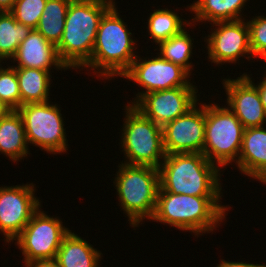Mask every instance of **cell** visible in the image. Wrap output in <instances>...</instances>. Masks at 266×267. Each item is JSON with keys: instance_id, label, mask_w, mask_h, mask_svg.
Masks as SVG:
<instances>
[{"instance_id": "obj_20", "label": "cell", "mask_w": 266, "mask_h": 267, "mask_svg": "<svg viewBox=\"0 0 266 267\" xmlns=\"http://www.w3.org/2000/svg\"><path fill=\"white\" fill-rule=\"evenodd\" d=\"M249 0H196L190 6L187 5L195 15L191 22H219L234 21L242 19V10ZM243 8V9H242Z\"/></svg>"}, {"instance_id": "obj_24", "label": "cell", "mask_w": 266, "mask_h": 267, "mask_svg": "<svg viewBox=\"0 0 266 267\" xmlns=\"http://www.w3.org/2000/svg\"><path fill=\"white\" fill-rule=\"evenodd\" d=\"M178 15L168 8L156 9L150 14L147 30L149 38L152 37L156 45L179 34L187 25H192L190 21L182 20Z\"/></svg>"}, {"instance_id": "obj_5", "label": "cell", "mask_w": 266, "mask_h": 267, "mask_svg": "<svg viewBox=\"0 0 266 267\" xmlns=\"http://www.w3.org/2000/svg\"><path fill=\"white\" fill-rule=\"evenodd\" d=\"M114 185L121 210L128 216L131 227H138L145 218L151 220L160 188L159 171L155 167L128 165L118 166Z\"/></svg>"}, {"instance_id": "obj_30", "label": "cell", "mask_w": 266, "mask_h": 267, "mask_svg": "<svg viewBox=\"0 0 266 267\" xmlns=\"http://www.w3.org/2000/svg\"><path fill=\"white\" fill-rule=\"evenodd\" d=\"M25 267H61L55 258L38 259L24 265Z\"/></svg>"}, {"instance_id": "obj_7", "label": "cell", "mask_w": 266, "mask_h": 267, "mask_svg": "<svg viewBox=\"0 0 266 267\" xmlns=\"http://www.w3.org/2000/svg\"><path fill=\"white\" fill-rule=\"evenodd\" d=\"M244 127L236 115L219 104L205 103V142L202 153L220 169L238 161Z\"/></svg>"}, {"instance_id": "obj_13", "label": "cell", "mask_w": 266, "mask_h": 267, "mask_svg": "<svg viewBox=\"0 0 266 267\" xmlns=\"http://www.w3.org/2000/svg\"><path fill=\"white\" fill-rule=\"evenodd\" d=\"M196 87H175L142 95L133 106L160 127L186 114L198 100Z\"/></svg>"}, {"instance_id": "obj_14", "label": "cell", "mask_w": 266, "mask_h": 267, "mask_svg": "<svg viewBox=\"0 0 266 267\" xmlns=\"http://www.w3.org/2000/svg\"><path fill=\"white\" fill-rule=\"evenodd\" d=\"M162 130L166 154L202 153L205 142V104L198 102L186 114L167 123Z\"/></svg>"}, {"instance_id": "obj_28", "label": "cell", "mask_w": 266, "mask_h": 267, "mask_svg": "<svg viewBox=\"0 0 266 267\" xmlns=\"http://www.w3.org/2000/svg\"><path fill=\"white\" fill-rule=\"evenodd\" d=\"M249 27L250 48L253 59H266V16H255L247 21Z\"/></svg>"}, {"instance_id": "obj_17", "label": "cell", "mask_w": 266, "mask_h": 267, "mask_svg": "<svg viewBox=\"0 0 266 267\" xmlns=\"http://www.w3.org/2000/svg\"><path fill=\"white\" fill-rule=\"evenodd\" d=\"M237 168L250 178L266 184V128L244 129Z\"/></svg>"}, {"instance_id": "obj_29", "label": "cell", "mask_w": 266, "mask_h": 267, "mask_svg": "<svg viewBox=\"0 0 266 267\" xmlns=\"http://www.w3.org/2000/svg\"><path fill=\"white\" fill-rule=\"evenodd\" d=\"M243 74L257 87L260 98H261V102H262V105H263V108L266 114V74H264L265 76H263V80L260 81V83L257 85L254 83V80L252 81V78L250 77L249 74L247 73L246 74L243 73Z\"/></svg>"}, {"instance_id": "obj_23", "label": "cell", "mask_w": 266, "mask_h": 267, "mask_svg": "<svg viewBox=\"0 0 266 267\" xmlns=\"http://www.w3.org/2000/svg\"><path fill=\"white\" fill-rule=\"evenodd\" d=\"M33 29L16 21L9 11L0 12V62L11 60Z\"/></svg>"}, {"instance_id": "obj_18", "label": "cell", "mask_w": 266, "mask_h": 267, "mask_svg": "<svg viewBox=\"0 0 266 267\" xmlns=\"http://www.w3.org/2000/svg\"><path fill=\"white\" fill-rule=\"evenodd\" d=\"M101 255L88 241L70 231L62 240L55 259L61 267H100Z\"/></svg>"}, {"instance_id": "obj_4", "label": "cell", "mask_w": 266, "mask_h": 267, "mask_svg": "<svg viewBox=\"0 0 266 267\" xmlns=\"http://www.w3.org/2000/svg\"><path fill=\"white\" fill-rule=\"evenodd\" d=\"M132 35L115 3L101 18L91 59L80 69H93L96 76L106 80L122 76L138 56Z\"/></svg>"}, {"instance_id": "obj_27", "label": "cell", "mask_w": 266, "mask_h": 267, "mask_svg": "<svg viewBox=\"0 0 266 267\" xmlns=\"http://www.w3.org/2000/svg\"><path fill=\"white\" fill-rule=\"evenodd\" d=\"M47 0H16L9 11L17 22L36 29Z\"/></svg>"}, {"instance_id": "obj_32", "label": "cell", "mask_w": 266, "mask_h": 267, "mask_svg": "<svg viewBox=\"0 0 266 267\" xmlns=\"http://www.w3.org/2000/svg\"><path fill=\"white\" fill-rule=\"evenodd\" d=\"M16 0H0V12L10 11Z\"/></svg>"}, {"instance_id": "obj_19", "label": "cell", "mask_w": 266, "mask_h": 267, "mask_svg": "<svg viewBox=\"0 0 266 267\" xmlns=\"http://www.w3.org/2000/svg\"><path fill=\"white\" fill-rule=\"evenodd\" d=\"M28 147L22 117L11 110L0 119V153L15 163L30 154Z\"/></svg>"}, {"instance_id": "obj_6", "label": "cell", "mask_w": 266, "mask_h": 267, "mask_svg": "<svg viewBox=\"0 0 266 267\" xmlns=\"http://www.w3.org/2000/svg\"><path fill=\"white\" fill-rule=\"evenodd\" d=\"M125 120L120 136L125 164L159 168L165 158L162 127L144 116L132 104L125 106Z\"/></svg>"}, {"instance_id": "obj_8", "label": "cell", "mask_w": 266, "mask_h": 267, "mask_svg": "<svg viewBox=\"0 0 266 267\" xmlns=\"http://www.w3.org/2000/svg\"><path fill=\"white\" fill-rule=\"evenodd\" d=\"M22 117L27 143L49 154L67 152L66 129L57 104L50 101L24 104L17 110Z\"/></svg>"}, {"instance_id": "obj_33", "label": "cell", "mask_w": 266, "mask_h": 267, "mask_svg": "<svg viewBox=\"0 0 266 267\" xmlns=\"http://www.w3.org/2000/svg\"><path fill=\"white\" fill-rule=\"evenodd\" d=\"M11 109L0 99V119L5 117Z\"/></svg>"}, {"instance_id": "obj_31", "label": "cell", "mask_w": 266, "mask_h": 267, "mask_svg": "<svg viewBox=\"0 0 266 267\" xmlns=\"http://www.w3.org/2000/svg\"><path fill=\"white\" fill-rule=\"evenodd\" d=\"M216 267H266L265 264H252L246 262H231L222 260Z\"/></svg>"}, {"instance_id": "obj_22", "label": "cell", "mask_w": 266, "mask_h": 267, "mask_svg": "<svg viewBox=\"0 0 266 267\" xmlns=\"http://www.w3.org/2000/svg\"><path fill=\"white\" fill-rule=\"evenodd\" d=\"M71 0H47L36 30L48 41L57 45L62 37L65 19Z\"/></svg>"}, {"instance_id": "obj_16", "label": "cell", "mask_w": 266, "mask_h": 267, "mask_svg": "<svg viewBox=\"0 0 266 267\" xmlns=\"http://www.w3.org/2000/svg\"><path fill=\"white\" fill-rule=\"evenodd\" d=\"M15 68H31L49 71L52 69L68 70L60 60L57 47L46 40L36 29H33L18 46L12 57ZM15 61V62H14Z\"/></svg>"}, {"instance_id": "obj_2", "label": "cell", "mask_w": 266, "mask_h": 267, "mask_svg": "<svg viewBox=\"0 0 266 267\" xmlns=\"http://www.w3.org/2000/svg\"><path fill=\"white\" fill-rule=\"evenodd\" d=\"M221 197L158 192L151 220L185 232L191 231L195 233L194 236L204 235L213 232L225 219V212L229 211L228 205L220 204Z\"/></svg>"}, {"instance_id": "obj_12", "label": "cell", "mask_w": 266, "mask_h": 267, "mask_svg": "<svg viewBox=\"0 0 266 267\" xmlns=\"http://www.w3.org/2000/svg\"><path fill=\"white\" fill-rule=\"evenodd\" d=\"M246 19L212 23L215 29L206 36L208 60L216 65L237 63L240 57L253 58ZM217 28V29H216ZM250 55V56H248Z\"/></svg>"}, {"instance_id": "obj_1", "label": "cell", "mask_w": 266, "mask_h": 267, "mask_svg": "<svg viewBox=\"0 0 266 267\" xmlns=\"http://www.w3.org/2000/svg\"><path fill=\"white\" fill-rule=\"evenodd\" d=\"M113 0H71L64 31L56 45L60 60L68 69H80L91 59L96 34L103 15Z\"/></svg>"}, {"instance_id": "obj_10", "label": "cell", "mask_w": 266, "mask_h": 267, "mask_svg": "<svg viewBox=\"0 0 266 267\" xmlns=\"http://www.w3.org/2000/svg\"><path fill=\"white\" fill-rule=\"evenodd\" d=\"M139 58V59H138ZM129 81H134L145 91L138 92L132 105L144 94L166 90L175 87H195L190 82V74L181 66L166 61L159 54L147 60L140 58L139 54L132 62L129 69L121 76Z\"/></svg>"}, {"instance_id": "obj_11", "label": "cell", "mask_w": 266, "mask_h": 267, "mask_svg": "<svg viewBox=\"0 0 266 267\" xmlns=\"http://www.w3.org/2000/svg\"><path fill=\"white\" fill-rule=\"evenodd\" d=\"M34 184L0 187V232L10 243L22 232L41 207Z\"/></svg>"}, {"instance_id": "obj_3", "label": "cell", "mask_w": 266, "mask_h": 267, "mask_svg": "<svg viewBox=\"0 0 266 267\" xmlns=\"http://www.w3.org/2000/svg\"><path fill=\"white\" fill-rule=\"evenodd\" d=\"M158 171V192L223 196L220 168L210 162L203 153L166 154Z\"/></svg>"}, {"instance_id": "obj_21", "label": "cell", "mask_w": 266, "mask_h": 267, "mask_svg": "<svg viewBox=\"0 0 266 267\" xmlns=\"http://www.w3.org/2000/svg\"><path fill=\"white\" fill-rule=\"evenodd\" d=\"M21 94V106L49 101L51 76L49 71L31 68H15Z\"/></svg>"}, {"instance_id": "obj_26", "label": "cell", "mask_w": 266, "mask_h": 267, "mask_svg": "<svg viewBox=\"0 0 266 267\" xmlns=\"http://www.w3.org/2000/svg\"><path fill=\"white\" fill-rule=\"evenodd\" d=\"M0 99L11 110H18L21 106L19 82L14 66L0 67Z\"/></svg>"}, {"instance_id": "obj_15", "label": "cell", "mask_w": 266, "mask_h": 267, "mask_svg": "<svg viewBox=\"0 0 266 267\" xmlns=\"http://www.w3.org/2000/svg\"><path fill=\"white\" fill-rule=\"evenodd\" d=\"M227 107L236 115L243 127H261L266 114L257 87L244 75L236 79H223Z\"/></svg>"}, {"instance_id": "obj_9", "label": "cell", "mask_w": 266, "mask_h": 267, "mask_svg": "<svg viewBox=\"0 0 266 267\" xmlns=\"http://www.w3.org/2000/svg\"><path fill=\"white\" fill-rule=\"evenodd\" d=\"M71 230L62 220L38 209L22 232L14 239L24 256V264L56 257L62 240Z\"/></svg>"}, {"instance_id": "obj_25", "label": "cell", "mask_w": 266, "mask_h": 267, "mask_svg": "<svg viewBox=\"0 0 266 267\" xmlns=\"http://www.w3.org/2000/svg\"><path fill=\"white\" fill-rule=\"evenodd\" d=\"M193 39L184 28L179 34L158 44L159 55L166 61H170L184 68L190 75L194 67L190 58L192 57Z\"/></svg>"}]
</instances>
